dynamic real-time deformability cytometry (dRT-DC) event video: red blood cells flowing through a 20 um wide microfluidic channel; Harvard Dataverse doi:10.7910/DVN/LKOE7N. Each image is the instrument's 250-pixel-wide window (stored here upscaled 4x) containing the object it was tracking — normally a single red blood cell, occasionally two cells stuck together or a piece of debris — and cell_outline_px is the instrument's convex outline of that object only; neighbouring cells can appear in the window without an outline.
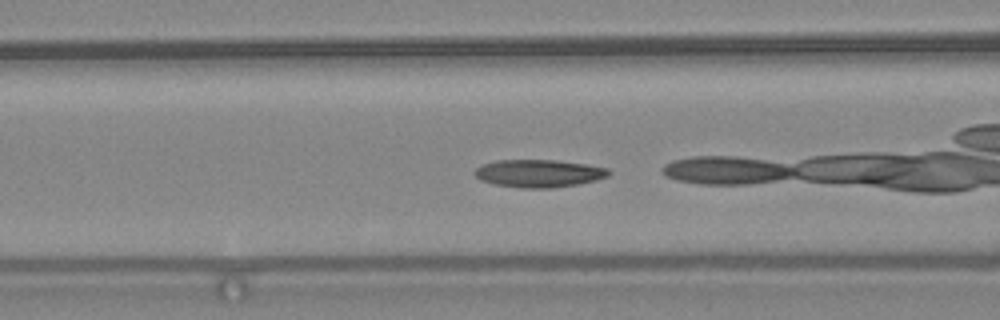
{"species": "common noctule bat (a hibernating species)", "species_latin": "Nyctalus noctula", "temperature_condition": "warm", "stored_images_in_passage": 33, "camera_frame_rate_fps": 3000, "um_per_image_px": 0.085, "animal": {"sex": "female", "body_mass_g": 24.6, "forearm_length_mm": 56.2}, "frame": {"image": 1, "passage_image": 19, "time_ms": 6.0, "image_size_px": [1000, 320], "cell_outline_px": [[612, 172], [608, 176], [596, 180], [576, 184], [552, 188], [520, 188], [496, 184], [480, 180], [472, 172], [480, 164], [496, 160], [556, 160], [588, 164], [608, 168]], "centroid_in_image_um": [45.79, 14.73], "position_along_channel_um": 120.8, "area_um2": 21.79}}
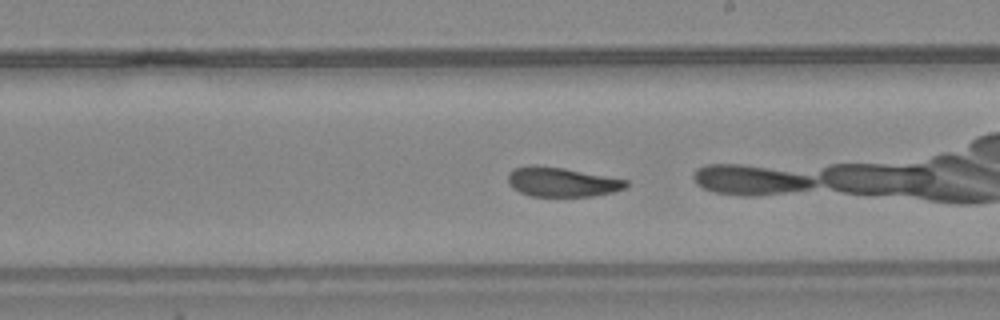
{"frame": {"image": 2, "passage_image": 28, "time_ms": 9.0, "image_size_px": [1000, 320], "cell_outline_px": [[628, 188], [612, 192], [592, 196], [532, 196], [520, 192], [512, 188], [508, 184], [508, 172], [512, 168], [564, 168], [628, 180]], "centroid_in_image_um": [47.81, 15.51], "position_along_channel_um": 241.2, "area_um2": 19.65}}